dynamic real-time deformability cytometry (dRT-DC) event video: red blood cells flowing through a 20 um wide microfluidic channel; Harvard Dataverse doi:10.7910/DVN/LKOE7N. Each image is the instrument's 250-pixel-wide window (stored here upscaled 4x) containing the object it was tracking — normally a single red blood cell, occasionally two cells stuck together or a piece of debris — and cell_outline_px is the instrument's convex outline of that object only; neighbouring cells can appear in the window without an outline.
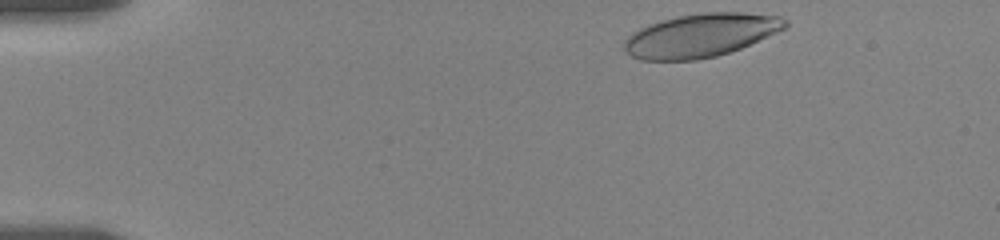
{"species": "human", "species_latin": "Homo sapiens", "temperature_condition": "room temperature", "stored_images_in_passage": 17, "camera_frame_rate_fps": 3000, "um_per_image_px": 0.085, "donor": {"sex": "female"}, "frame": {"image": 1, "passage_image": 1, "time_ms": 0.0, "image_size_px": [1000, 240], "cell_outline_px": [[788, 24], [784, 28], [776, 32], [740, 48], [716, 56], [696, 60], [640, 60], [624, 52], [624, 40], [632, 32], [648, 24], [660, 20], [676, 16], [704, 12], [744, 12], [780, 16], [788, 20]], "centroid_in_image_um": [59.52, 2.99], "position_along_channel_um": 25.5, "area_um2": 40.75}}
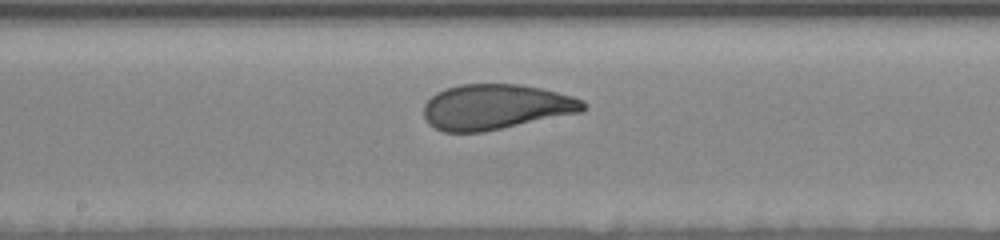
{"frame": {"image": 2, "passage_image": 10, "time_ms": 7.667, "image_size_px": [1000, 240], "cell_outline_px": [[588, 108], [580, 112], [484, 132], [444, 132], [428, 124], [424, 120], [424, 104], [436, 92], [444, 88], [460, 84], [520, 84], [544, 88], [572, 96], [584, 100], [588, 104]], "centroid_in_image_um": [42.14, 9.08], "position_along_channel_um": 206.1, "area_um2": 42.43}}
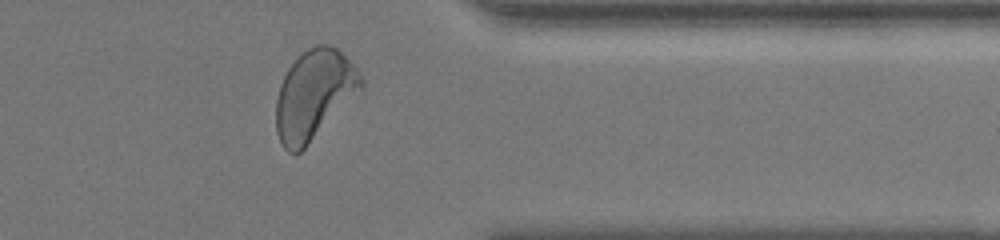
{"frame": {"image": 3, "passage_image": 16, "time_ms": 13.0, "image_size_px": [1000, 240], "cell_outline_px": [[364, 88], [296, 156], [288, 152], [280, 144], [276, 132], [276, 100], [280, 84], [288, 68], [308, 48], [316, 44], [328, 44], [336, 48], [360, 72], [364, 80]], "centroid_in_image_um": [26.69, 8.08], "position_along_channel_um": 384.7, "area_um2": 44.22}, "authors_computed_cell_mechanics": {"area_um2": 42.483, "velocity_mm_per_s": 3.4834, "shape_relaxation_time_tau1_ms": 4.0177, "shape_relaxation_time_tau2_ms": 0.862, "deformation_change_tau1": 0.1627, "deformation_change_tau2": 0.066}}